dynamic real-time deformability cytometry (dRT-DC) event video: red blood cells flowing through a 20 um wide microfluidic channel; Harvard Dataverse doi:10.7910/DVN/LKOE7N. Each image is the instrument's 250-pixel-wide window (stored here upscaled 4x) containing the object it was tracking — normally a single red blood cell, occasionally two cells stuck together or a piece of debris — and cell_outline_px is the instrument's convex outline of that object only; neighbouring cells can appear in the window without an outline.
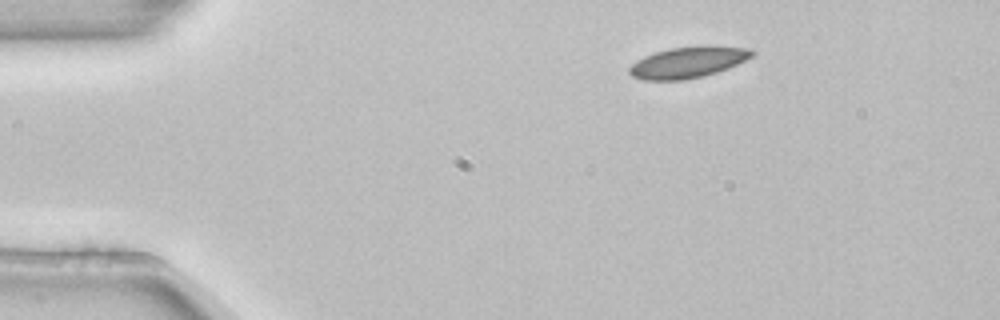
{"species": "common noctule bat (a hibernating species)", "species_latin": "Nyctalus noctula", "temperature_condition": "room temperature", "stored_images_in_passage": 4, "camera_frame_rate_fps": 3000, "um_per_image_px": 0.085, "animal": {"sex": "female", "body_mass_g": 22.7, "forearm_length_mm": 54.2}, "frame": {"image": 1, "passage_image": 1, "time_ms": 0.0, "image_size_px": [1000, 320], "cell_outline_px": [[756, 52], [752, 56], [728, 68], [704, 76], [680, 80], [644, 80], [632, 76], [628, 72], [628, 68], [636, 60], [644, 56], [668, 48], [748, 48]], "centroid_in_image_um": [58.38, 5.34], "position_along_channel_um": 26.6, "area_um2": 21.33}}
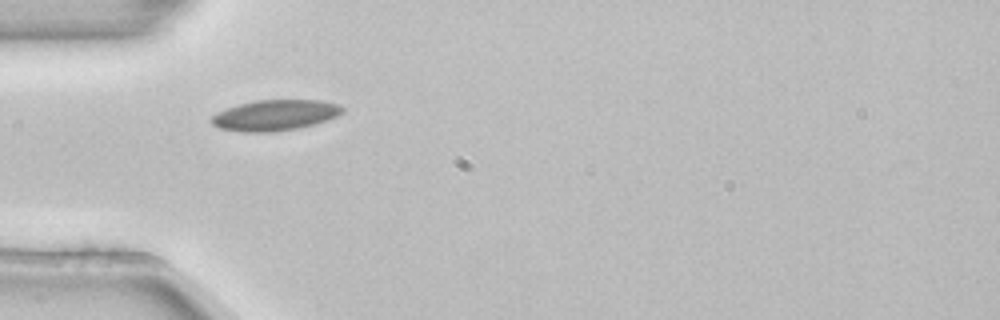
{"frame": {"image": 2, "passage_image": 3, "time_ms": 0.667, "image_size_px": [1000, 320], "cell_outline_px": [[344, 112], [336, 116], [316, 124], [296, 128], [272, 132], [240, 132], [216, 128], [208, 120], [216, 112], [240, 104], [256, 100], [320, 100], [340, 104], [344, 108]], "centroid_in_image_um": [23.35, 9.8], "position_along_channel_um": 61.7, "area_um2": 23.64}}